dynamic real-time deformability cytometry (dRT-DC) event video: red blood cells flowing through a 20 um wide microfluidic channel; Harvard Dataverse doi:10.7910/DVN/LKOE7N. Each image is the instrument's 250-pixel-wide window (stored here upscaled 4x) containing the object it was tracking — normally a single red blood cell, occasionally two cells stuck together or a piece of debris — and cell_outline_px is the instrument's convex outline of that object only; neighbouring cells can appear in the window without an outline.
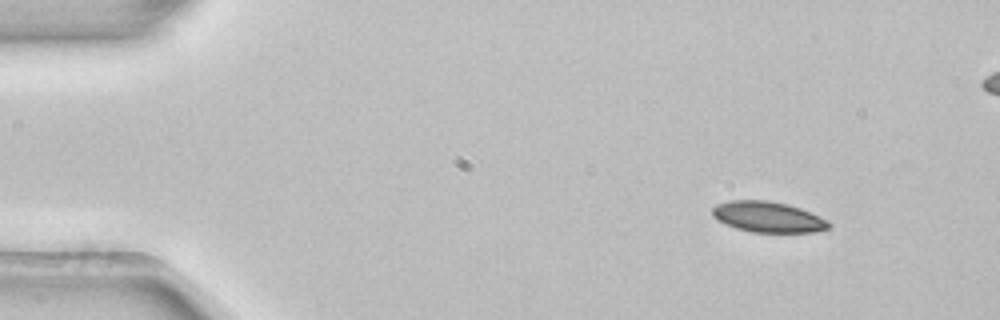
{"species": "common noctule bat (a hibernating species)", "species_latin": "Nyctalus noctula", "temperature_condition": "room temperature", "stored_images_in_passage": 4, "camera_frame_rate_fps": 3000, "um_per_image_px": 0.085, "animal": {"sex": "female", "body_mass_g": 22.7, "forearm_length_mm": 54.2}, "frame": {"image": 1, "passage_image": 1, "time_ms": 0.0, "image_size_px": [1000, 320], "cell_outline_px": [[832, 224], [828, 228], [812, 232], [752, 232], [736, 228], [712, 216], [712, 208], [716, 204], [728, 200], [768, 200], [788, 204], [800, 208], [828, 220]], "centroid_in_image_um": [65.27, 18.43], "position_along_channel_um": 19.7, "area_um2": 20.75}}